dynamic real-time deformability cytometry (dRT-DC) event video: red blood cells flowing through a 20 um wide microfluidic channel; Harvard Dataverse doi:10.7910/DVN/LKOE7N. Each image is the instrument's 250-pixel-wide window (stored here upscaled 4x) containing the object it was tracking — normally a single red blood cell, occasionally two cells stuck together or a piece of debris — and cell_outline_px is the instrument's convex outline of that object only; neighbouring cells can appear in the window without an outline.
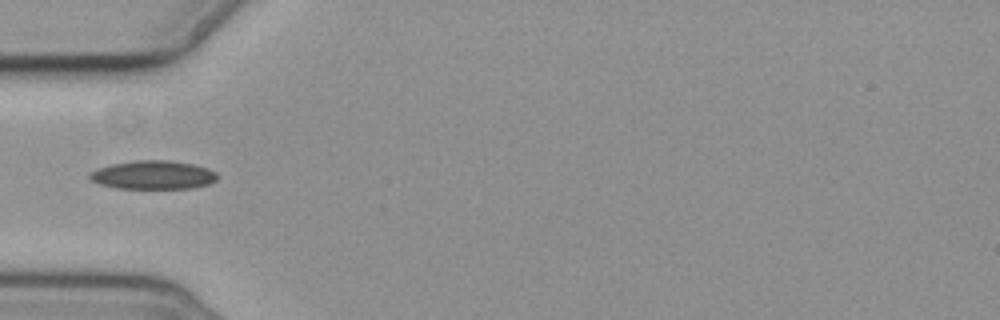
{"species": "common noctule bat (a hibernating species)", "species_latin": "Nyctalus noctula", "temperature_condition": "cold", "stored_images_in_passage": 10, "camera_frame_rate_fps": 3000, "um_per_image_px": 0.085, "animal": {"sex": "female", "body_mass_g": 19.3, "forearm_length_mm": 54.1}, "frame": {"image": 1, "passage_image": 5, "time_ms": 5.667, "image_size_px": [1000, 320], "cell_outline_px": [[216, 180], [208, 184], [192, 188], [116, 188], [100, 184], [88, 180], [88, 172], [112, 164], [136, 160], [168, 160], [192, 164], [208, 168], [216, 172]], "centroid_in_image_um": [12.98, 14.87], "position_along_channel_um": 72.0, "area_um2": 21.21}}
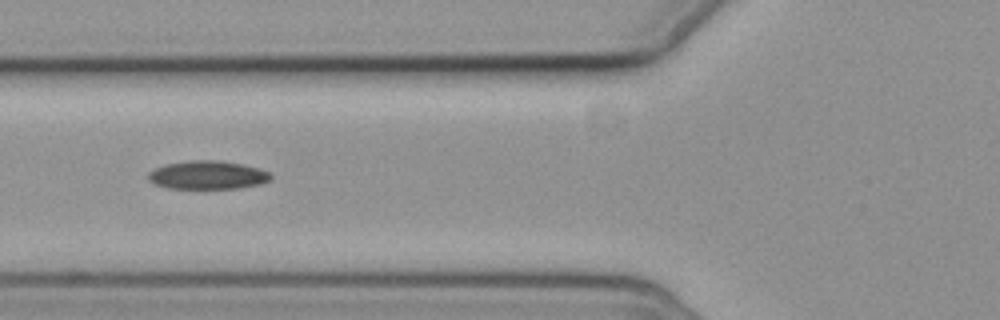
{"frame": {"image": 2, "passage_image": 6, "time_ms": 6.667, "image_size_px": [1000, 320], "cell_outline_px": [[272, 176], [268, 180], [260, 184], [240, 188], [168, 188], [156, 184], [148, 180], [148, 172], [156, 168], [168, 164], [188, 160], [216, 160], [244, 164], [268, 172]], "centroid_in_image_um": [17.63, 14.87], "position_along_channel_um": 108.2, "area_um2": 20.06}}
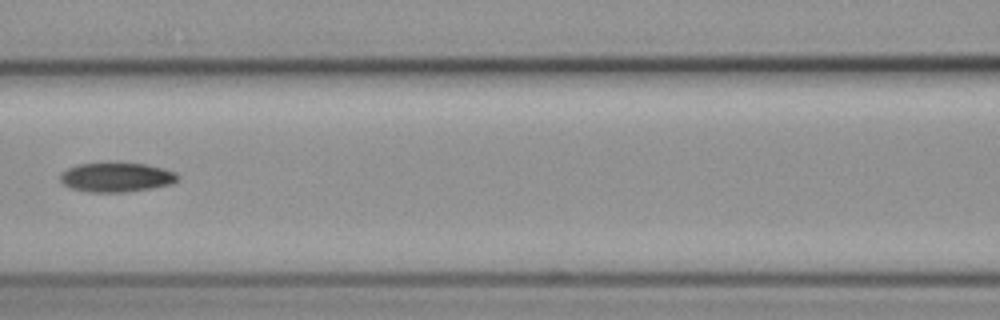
{"frame": {"image": 3, "passage_image": 7, "time_ms": 8.0, "image_size_px": [1000, 320], "cell_outline_px": [[180, 176], [172, 184], [152, 188], [124, 192], [92, 192], [72, 188], [64, 184], [60, 180], [60, 172], [76, 164], [112, 160], [116, 160], [148, 164], [164, 168], [176, 172]], "centroid_in_image_um": [9.9, 15.01], "position_along_channel_um": 156.7, "area_um2": 20.98}}